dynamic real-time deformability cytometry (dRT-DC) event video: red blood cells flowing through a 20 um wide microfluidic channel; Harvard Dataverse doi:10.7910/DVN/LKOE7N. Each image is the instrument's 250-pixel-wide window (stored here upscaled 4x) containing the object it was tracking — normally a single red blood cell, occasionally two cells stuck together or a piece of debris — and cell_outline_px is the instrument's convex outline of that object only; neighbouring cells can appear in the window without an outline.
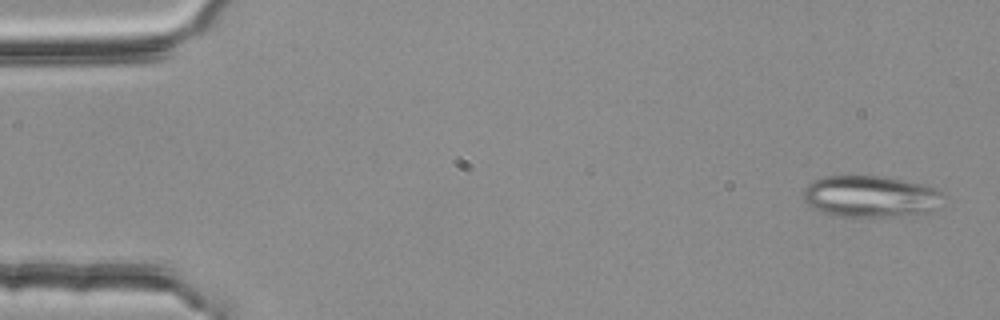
{"species": "common noctule bat (a hibernating species)", "species_latin": "Nyctalus noctula", "temperature_condition": "room temperature", "stored_images_in_passage": 5, "camera_frame_rate_fps": 3000, "um_per_image_px": 0.085, "animal": {"sex": "female", "body_mass_g": 25.1}, "frame": {"image": 1, "passage_image": 1, "time_ms": 0.0, "image_size_px": [1000, 320], "cell_outline_px": [[940, 208], [932, 212], [896, 216], [832, 216], [812, 208], [804, 200], [804, 188], [812, 180], [824, 176], [880, 176], [920, 184], [936, 188], [940, 192]], "centroid_in_image_um": [73.96, 16.7], "position_along_channel_um": 11.0, "area_um2": 33.81}}